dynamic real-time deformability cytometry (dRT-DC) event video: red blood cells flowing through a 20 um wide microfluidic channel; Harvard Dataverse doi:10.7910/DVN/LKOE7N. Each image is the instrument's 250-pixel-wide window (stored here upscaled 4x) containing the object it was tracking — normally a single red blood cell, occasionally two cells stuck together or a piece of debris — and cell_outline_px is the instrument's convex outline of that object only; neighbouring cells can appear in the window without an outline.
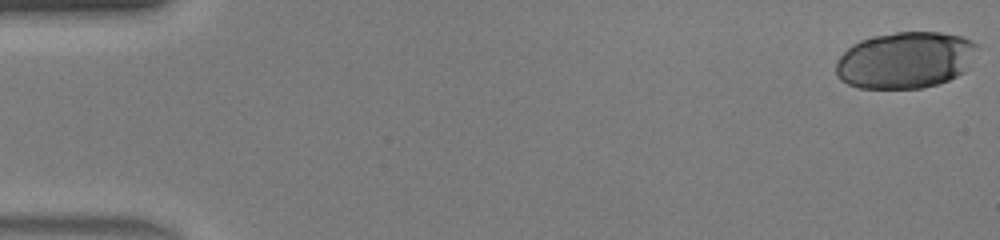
{"species": "human", "species_latin": "Homo sapiens", "temperature_condition": "warm", "stored_images_in_passage": 18, "camera_frame_rate_fps": 3000, "um_per_image_px": 0.085, "donor": {"sex": "male"}, "frame": {"image": 1, "passage_image": 1, "time_ms": 0.0, "image_size_px": [1000, 240], "cell_outline_px": [[980, 48], [968, 68], [964, 72], [948, 80], [924, 88], [860, 88], [848, 84], [840, 80], [836, 76], [836, 60], [852, 44], [860, 40], [872, 36], [896, 32], [940, 32], [964, 36], [980, 44]], "centroid_in_image_um": [76.99, 5.09], "position_along_channel_um": 8.0, "area_um2": 47.22}}
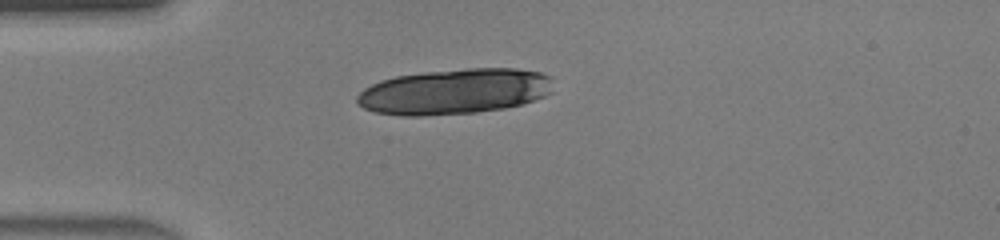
{"frame": {"image": 2, "passage_image": 13, "time_ms": 4.0, "image_size_px": [1000, 240], "cell_outline_px": [[552, 92], [544, 96], [520, 104], [504, 108], [476, 112], [420, 116], [404, 116], [376, 112], [364, 108], [356, 100], [356, 96], [364, 88], [380, 80], [396, 76], [424, 72], [468, 68], [516, 68], [540, 72], [552, 76]], "centroid_in_image_um": [38.64, 7.77], "position_along_channel_um": 46.4, "area_um2": 52.02}}